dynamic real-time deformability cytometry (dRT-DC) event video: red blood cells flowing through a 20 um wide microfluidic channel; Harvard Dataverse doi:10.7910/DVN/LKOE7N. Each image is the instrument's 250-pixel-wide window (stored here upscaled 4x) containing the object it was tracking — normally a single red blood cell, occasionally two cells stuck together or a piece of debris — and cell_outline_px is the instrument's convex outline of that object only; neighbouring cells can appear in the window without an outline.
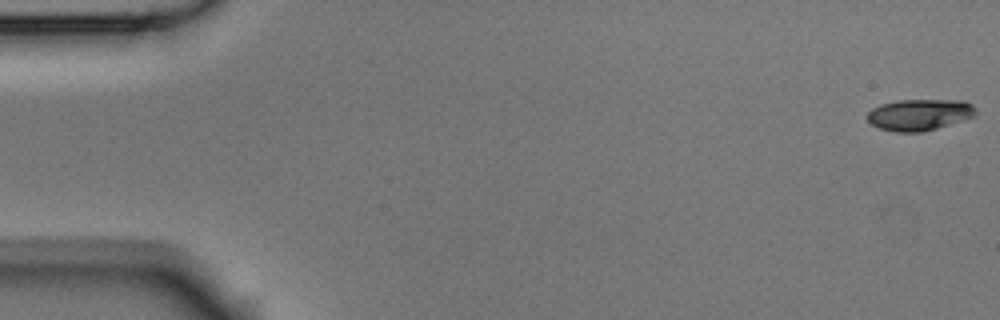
{"species": "Egyptian fruit bat (a non-hibernating species)", "species_latin": "Rousettus aegyptiacus", "temperature_condition": "room temperature", "stored_images_in_passage": 6, "segment_of_instrument_passage": [1, 2], "camera_frame_rate_fps": 3000, "um_per_image_px": 0.085, "animal": {"sex": "male"}, "frame": {"image": 1, "passage_image": 1, "time_ms": 0.0, "image_size_px": [1000, 320], "cell_outline_px": [[976, 116], [964, 120], [924, 132], [896, 132], [880, 128], [872, 124], [868, 120], [868, 112], [872, 108], [880, 104], [900, 100], [964, 100], [972, 104], [976, 108]], "centroid_in_image_um": [78.19, 9.75], "position_along_channel_um": 6.8, "area_um2": 19.94}}
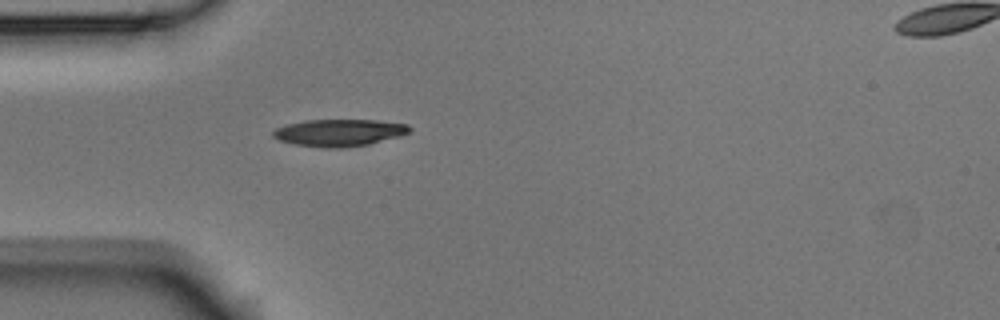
{"frame": {"image": 2, "passage_image": 5, "time_ms": 1.333, "image_size_px": [1000, 320], "cell_outline_px": [[412, 128], [408, 132], [400, 136], [368, 144], [340, 148], [328, 148], [296, 144], [280, 140], [272, 136], [272, 132], [276, 128], [284, 124], [304, 120], [376, 120], [408, 124]], "centroid_in_image_um": [28.82, 11.26], "position_along_channel_um": 56.2, "area_um2": 21.44}}